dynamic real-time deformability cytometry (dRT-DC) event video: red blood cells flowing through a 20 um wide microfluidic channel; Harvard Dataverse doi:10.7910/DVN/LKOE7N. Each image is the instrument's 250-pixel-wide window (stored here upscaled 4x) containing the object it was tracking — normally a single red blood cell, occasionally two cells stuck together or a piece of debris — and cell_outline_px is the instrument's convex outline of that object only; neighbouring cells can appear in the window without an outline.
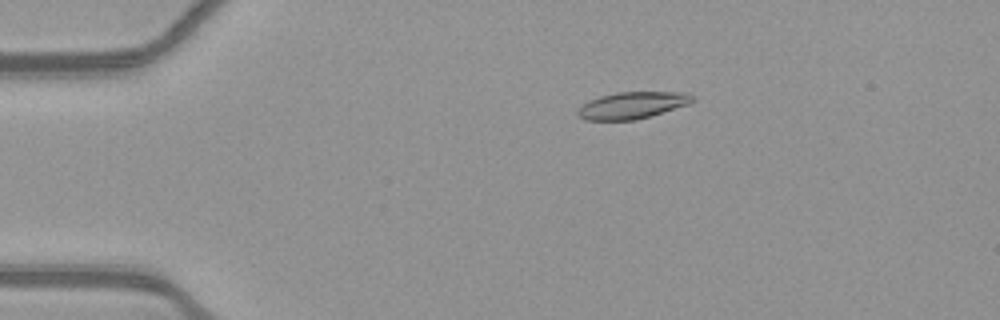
{"species": "common noctule bat (a hibernating species)", "species_latin": "Nyctalus noctula", "temperature_condition": "warm", "stored_images_in_passage": 47, "camera_frame_rate_fps": 3000, "um_per_image_px": 0.085, "animal": {"sex": "female", "body_mass_g": 21.9}, "frame": {"image": 1, "passage_image": 4, "time_ms": 1.0, "image_size_px": [1000, 320], "cell_outline_px": [[696, 100], [688, 104], [636, 120], [584, 120], [576, 116], [576, 112], [588, 100], [600, 96], [616, 92], [688, 92], [696, 96]], "centroid_in_image_um": [53.75, 8.94], "position_along_channel_um": 31.3, "area_um2": 18.03}}
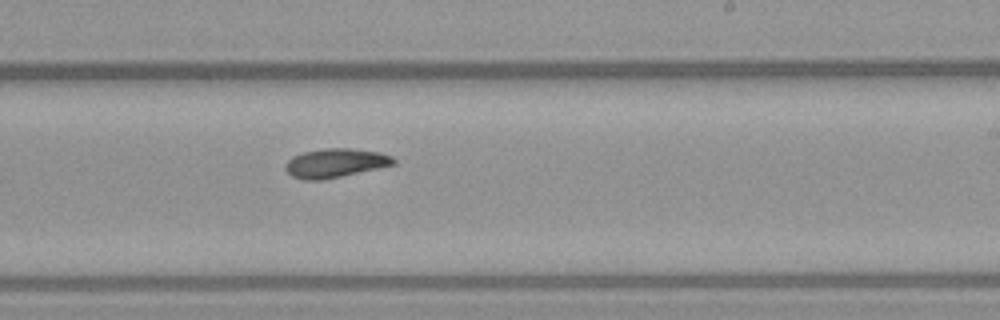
{"frame": {"image": 2, "passage_image": 26, "time_ms": 8.333, "image_size_px": [1000, 320], "cell_outline_px": [[396, 164], [340, 176], [320, 180], [304, 180], [292, 176], [284, 168], [284, 164], [292, 156], [304, 152], [324, 148], [348, 148], [380, 152], [392, 156], [396, 160]], "centroid_in_image_um": [28.49, 13.85], "position_along_channel_um": 260.5, "area_um2": 18.15}}
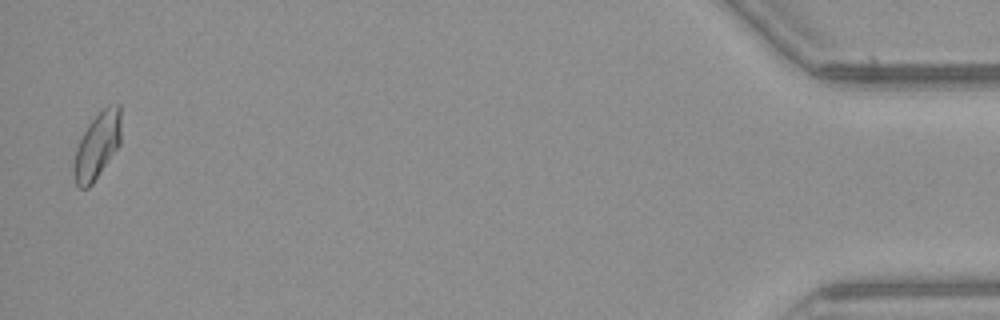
{"frame": {"image": 3, "passage_image": 46, "time_ms": 15.0, "image_size_px": [1000, 320], "cell_outline_px": [[120, 144], [92, 184], [88, 188], [80, 188], [76, 184], [72, 172], [72, 168], [76, 148], [88, 124], [108, 104], [120, 104]], "centroid_in_image_um": [8.24, 12.39], "position_along_channel_um": 427.0, "area_um2": 18.09}}